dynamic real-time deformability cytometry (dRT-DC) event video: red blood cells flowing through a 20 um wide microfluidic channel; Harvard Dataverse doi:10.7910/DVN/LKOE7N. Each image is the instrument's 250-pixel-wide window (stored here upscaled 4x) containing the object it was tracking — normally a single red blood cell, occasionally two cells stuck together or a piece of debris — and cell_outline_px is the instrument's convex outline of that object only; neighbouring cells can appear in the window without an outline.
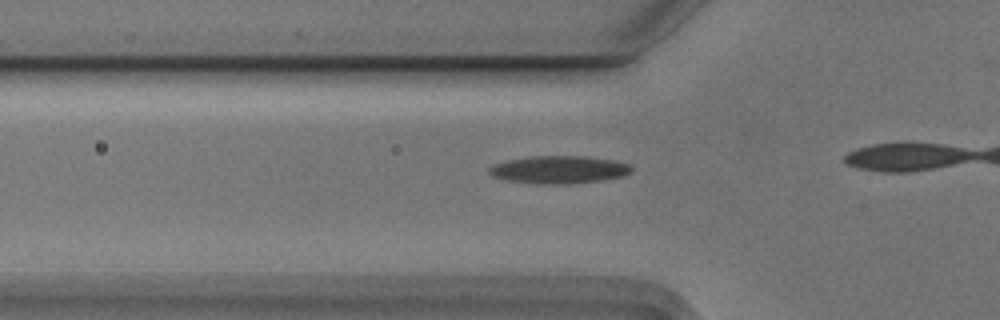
{"species": "Egyptian fruit bat (a non-hibernating species)", "species_latin": "Rousettus aegyptiacus", "temperature_condition": "cold", "stored_images_in_passage": 11, "camera_frame_rate_fps": 3000, "um_per_image_px": 0.085, "animal": {"sex": "male"}, "frame": {"image": 1, "passage_image": 6, "time_ms": 1.667, "image_size_px": [1000, 320], "cell_outline_px": [[632, 172], [624, 176], [604, 180], [572, 184], [540, 184], [508, 180], [492, 176], [488, 172], [488, 168], [496, 164], [508, 160], [532, 156], [580, 156], [612, 160], [632, 164]], "centroid_in_image_um": [47.56, 14.43], "position_along_channel_um": 78.2, "area_um2": 23.0}}
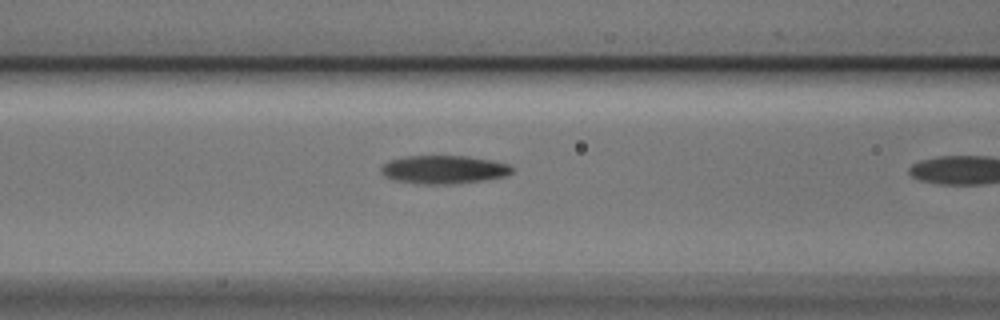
{"frame": {"image": 2, "passage_image": 10, "time_ms": 3.0, "image_size_px": [1000, 320], "cell_outline_px": [[512, 172], [508, 176], [484, 180], [452, 184], [416, 184], [392, 180], [384, 176], [380, 172], [380, 168], [388, 160], [404, 156], [468, 156], [492, 160], [512, 164]], "centroid_in_image_um": [37.71, 14.41], "position_along_channel_um": 128.9, "area_um2": 22.02}}